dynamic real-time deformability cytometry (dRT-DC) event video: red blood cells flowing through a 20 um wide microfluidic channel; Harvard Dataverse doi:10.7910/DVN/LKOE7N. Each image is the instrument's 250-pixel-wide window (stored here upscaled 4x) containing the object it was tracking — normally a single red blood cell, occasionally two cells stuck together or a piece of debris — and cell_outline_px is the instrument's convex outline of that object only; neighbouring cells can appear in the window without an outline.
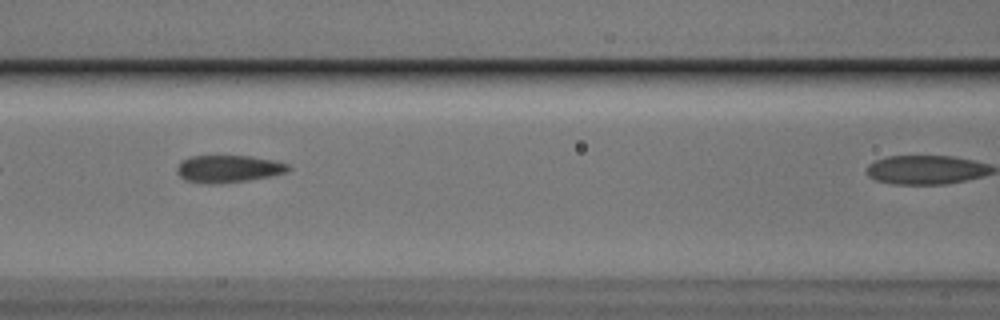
{"species": "Egyptian fruit bat (a non-hibernating species)", "species_latin": "Rousettus aegyptiacus", "temperature_condition": "cold", "stored_images_in_passage": 14, "camera_frame_rate_fps": 3000, "um_per_image_px": 0.085, "animal": {"sex": "male"}, "frame": {"image": 1, "passage_image": 7, "time_ms": 2.0, "image_size_px": [1000, 320], "cell_outline_px": [[288, 168], [284, 172], [268, 176], [248, 180], [184, 180], [176, 172], [176, 168], [184, 160], [192, 156], [252, 156], [272, 160], [288, 164]], "centroid_in_image_um": [19.42, 14.28], "position_along_channel_um": 147.2, "area_um2": 16.36}}